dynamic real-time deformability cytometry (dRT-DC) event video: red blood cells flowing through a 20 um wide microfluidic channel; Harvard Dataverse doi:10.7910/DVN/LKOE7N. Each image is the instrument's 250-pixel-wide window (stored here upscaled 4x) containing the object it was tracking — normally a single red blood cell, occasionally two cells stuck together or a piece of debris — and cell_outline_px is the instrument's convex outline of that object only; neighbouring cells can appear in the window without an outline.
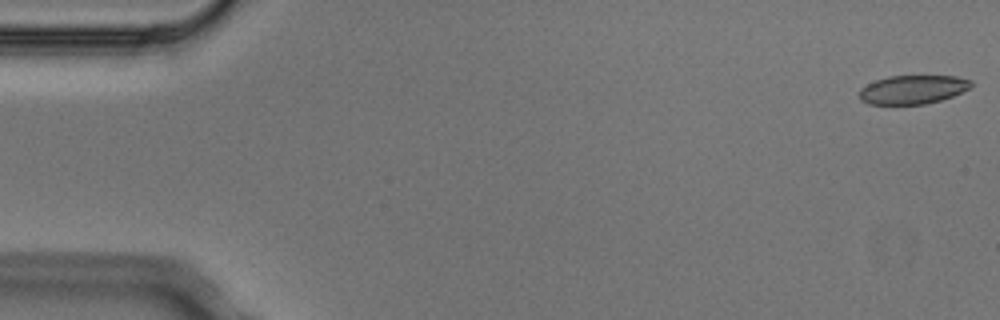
{"species": "Egyptian fruit bat (a non-hibernating species)", "species_latin": "Rousettus aegyptiacus", "temperature_condition": "cold", "stored_images_in_passage": 6, "camera_frame_rate_fps": 3000, "um_per_image_px": 0.085, "animal": {"sex": "male"}, "frame": {"image": 1, "passage_image": 1, "time_ms": 0.0, "image_size_px": [1000, 320], "cell_outline_px": [[972, 84], [968, 88], [952, 96], [940, 100], [924, 104], [868, 104], [860, 100], [860, 88], [876, 80], [888, 76], [956, 76], [972, 80]], "centroid_in_image_um": [77.57, 7.61], "position_along_channel_um": 7.4, "area_um2": 18.55}}
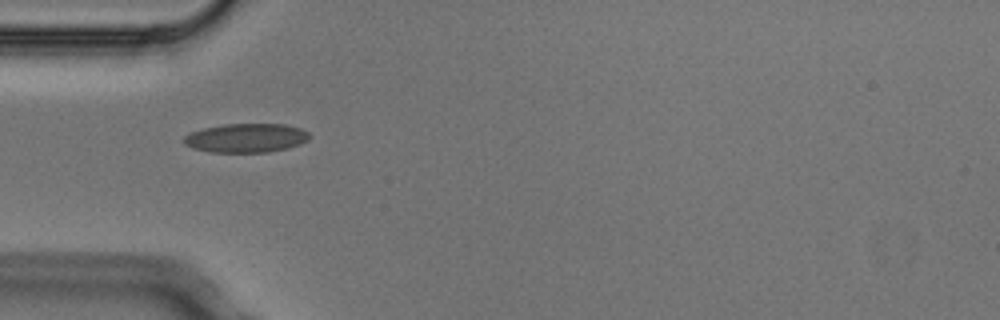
{"frame": {"image": 2, "passage_image": 5, "time_ms": 1.333, "image_size_px": [1000, 320], "cell_outline_px": [[312, 136], [308, 140], [300, 144], [288, 148], [268, 152], [212, 152], [192, 148], [184, 144], [184, 136], [192, 132], [204, 128], [224, 124], [284, 124], [300, 128], [308, 132]], "centroid_in_image_um": [20.95, 11.73], "position_along_channel_um": 64.1, "area_um2": 21.21}}
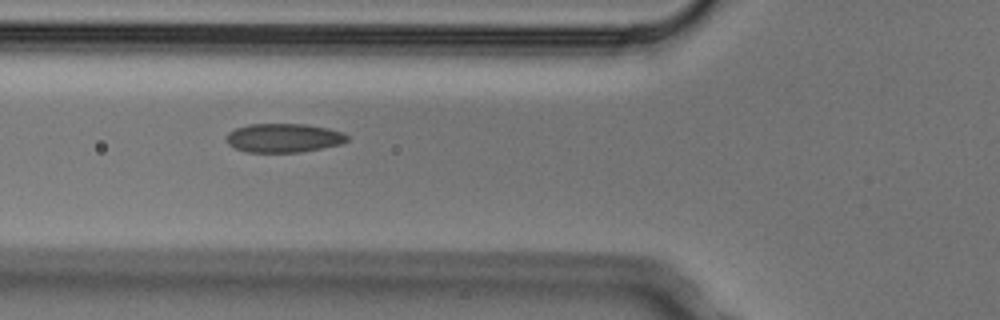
{"frame": {"image": 3, "passage_image": 6, "time_ms": 1.667, "image_size_px": [1000, 320], "cell_outline_px": [[348, 140], [340, 144], [324, 148], [300, 152], [244, 152], [232, 148], [228, 144], [228, 132], [236, 128], [248, 124], [308, 124], [328, 128], [344, 132], [348, 136]], "centroid_in_image_um": [24.12, 11.72], "position_along_channel_um": 101.7, "area_um2": 20.52}}